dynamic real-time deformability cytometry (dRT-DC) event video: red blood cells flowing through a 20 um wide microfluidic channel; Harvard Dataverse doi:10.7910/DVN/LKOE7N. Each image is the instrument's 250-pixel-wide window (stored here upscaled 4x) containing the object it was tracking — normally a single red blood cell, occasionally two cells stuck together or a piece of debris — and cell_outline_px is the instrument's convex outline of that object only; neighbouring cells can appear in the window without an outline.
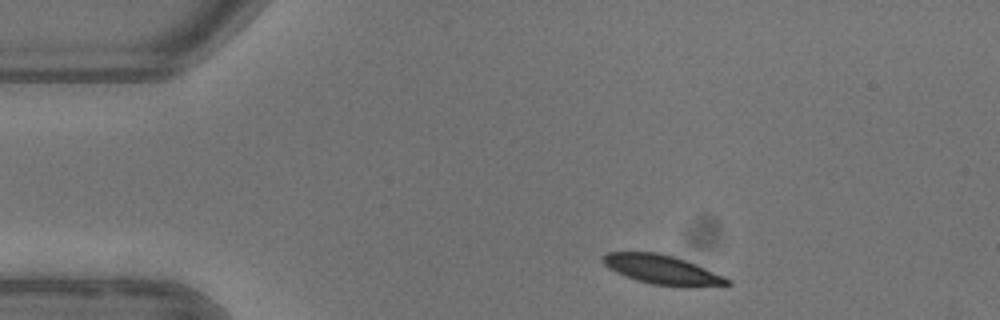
{"species": "common noctule bat (a hibernating species)", "species_latin": "Nyctalus noctula", "temperature_condition": "warm", "stored_images_in_passage": 3, "camera_frame_rate_fps": 3000, "um_per_image_px": 0.085, "animal": {"sex": "female"}, "frame": {"image": 1, "passage_image": 1, "time_ms": 0.0, "image_size_px": [1000, 320], "cell_outline_px": [[732, 284], [688, 288], [652, 284], [636, 280], [616, 272], [608, 268], [600, 260], [600, 256], [608, 252], [660, 252], [676, 256], [696, 264], [724, 276], [732, 280]], "centroid_in_image_um": [56.3, 22.92], "position_along_channel_um": 28.7, "area_um2": 21.68}}
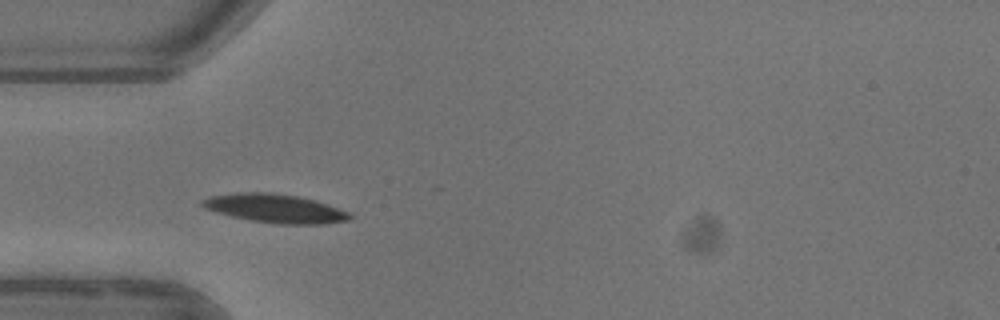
{"frame": {"image": 2, "passage_image": 3, "time_ms": 2.333, "image_size_px": [1000, 320], "cell_outline_px": [[352, 220], [320, 224], [280, 224], [252, 220], [232, 216], [216, 212], [204, 208], [200, 204], [200, 200], [208, 196], [236, 192], [272, 192], [296, 196], [316, 200], [352, 212]], "centroid_in_image_um": [23.4, 17.7], "position_along_channel_um": 61.6, "area_um2": 24.91}}